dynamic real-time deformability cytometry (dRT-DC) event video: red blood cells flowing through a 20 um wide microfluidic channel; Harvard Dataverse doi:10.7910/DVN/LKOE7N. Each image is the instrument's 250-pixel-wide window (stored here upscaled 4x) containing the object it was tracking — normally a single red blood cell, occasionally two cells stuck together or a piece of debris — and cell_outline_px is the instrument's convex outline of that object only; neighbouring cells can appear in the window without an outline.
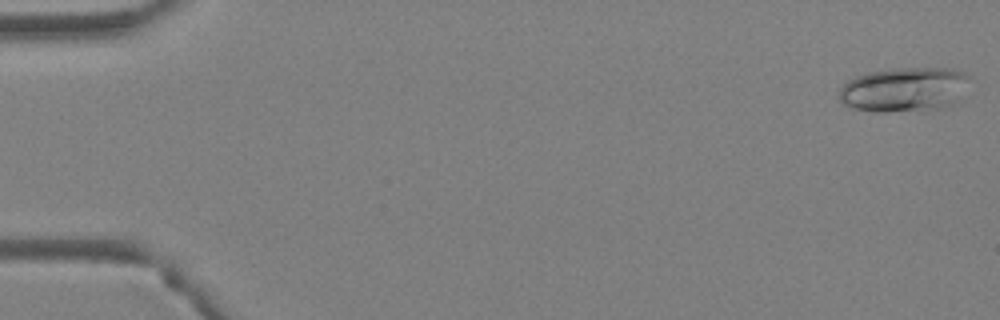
{"species": "Egyptian fruit bat (a non-hibernating species)", "species_latin": "Rousettus aegyptiacus", "temperature_condition": "warm", "stored_images_in_passage": 2, "camera_frame_rate_fps": 3000, "um_per_image_px": 0.085, "animal": {"sex": "female"}, "frame": {"image": 1, "passage_image": 2, "time_ms": 0.333, "image_size_px": [1000, 320], "cell_outline_px": [[968, 76], [956, 100], [952, 104], [936, 108], [884, 112], [872, 112], [852, 108], [844, 104], [840, 100], [840, 88], [848, 80], [856, 76], [868, 72], [892, 68], [952, 68], [964, 72]], "centroid_in_image_um": [76.77, 7.59], "position_along_channel_um": 8.2, "area_um2": 33.23}}